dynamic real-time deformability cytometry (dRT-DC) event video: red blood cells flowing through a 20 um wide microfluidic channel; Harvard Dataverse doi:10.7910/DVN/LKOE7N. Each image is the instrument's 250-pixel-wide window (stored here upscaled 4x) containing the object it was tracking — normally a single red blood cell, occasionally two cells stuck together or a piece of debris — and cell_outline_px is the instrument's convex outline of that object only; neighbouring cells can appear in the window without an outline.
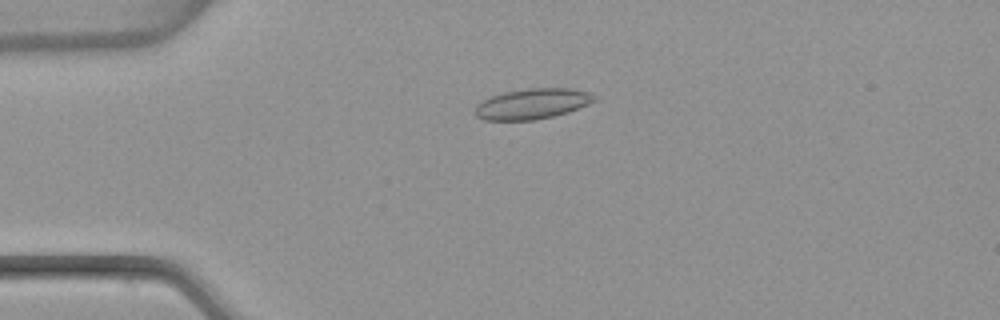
{"species": "common noctule bat (a hibernating species)", "species_latin": "Nyctalus noctula", "temperature_condition": "warm", "stored_images_in_passage": 53, "camera_frame_rate_fps": 3000, "um_per_image_px": 0.085, "animal": {"sex": "female", "body_mass_g": 22.7, "forearm_length_mm": 54.2}, "frame": {"image": 1, "passage_image": 13, "time_ms": 4.0, "image_size_px": [1000, 320], "cell_outline_px": [[596, 100], [588, 104], [568, 112], [536, 120], [484, 120], [476, 116], [476, 104], [492, 96], [504, 92], [528, 88], [572, 88], [588, 92], [596, 96]], "centroid_in_image_um": [45.26, 8.82], "position_along_channel_um": 39.7, "area_um2": 21.1}}
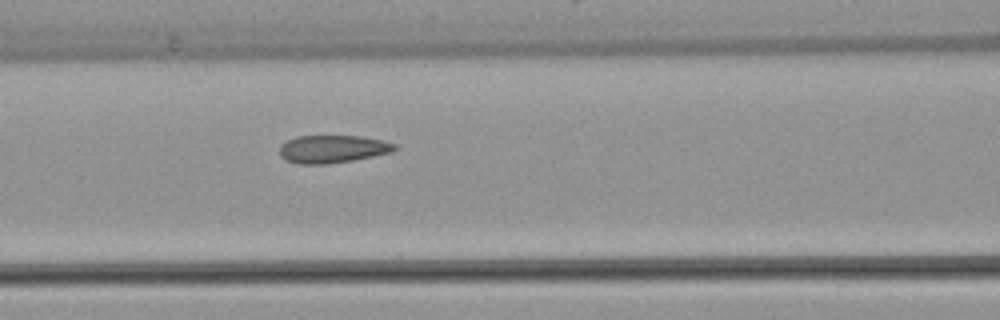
{"frame": {"image": 2, "passage_image": 23, "time_ms": 7.333, "image_size_px": [1000, 320], "cell_outline_px": [[396, 148], [392, 152], [352, 160], [328, 164], [296, 164], [284, 160], [280, 156], [280, 144], [296, 136], [360, 136], [384, 140], [396, 144]], "centroid_in_image_um": [28.24, 12.67], "position_along_channel_um": 138.4, "area_um2": 18.73}}
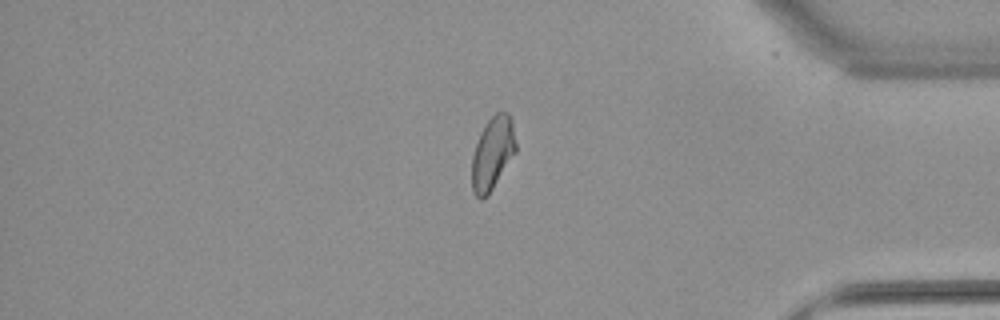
{"frame": {"image": 3, "passage_image": 45, "time_ms": 14.667, "image_size_px": [1000, 320], "cell_outline_px": [[516, 152], [488, 196], [480, 200], [472, 192], [472, 156], [480, 132], [488, 120], [496, 112], [508, 112], [512, 120], [516, 144]], "centroid_in_image_um": [41.87, 13.04], "position_along_channel_um": 393.3, "area_um2": 18.79}, "authors_computed_cell_mechanics": {"area_um2": 19.074, "velocity_mm_per_s": 3.8437, "shape_relaxation_time_tau1_ms": null, "shape_relaxation_time_tau2_ms": 1.4327, "deformation_change_tau1": null, "deformation_change_tau2": 0.0767}}